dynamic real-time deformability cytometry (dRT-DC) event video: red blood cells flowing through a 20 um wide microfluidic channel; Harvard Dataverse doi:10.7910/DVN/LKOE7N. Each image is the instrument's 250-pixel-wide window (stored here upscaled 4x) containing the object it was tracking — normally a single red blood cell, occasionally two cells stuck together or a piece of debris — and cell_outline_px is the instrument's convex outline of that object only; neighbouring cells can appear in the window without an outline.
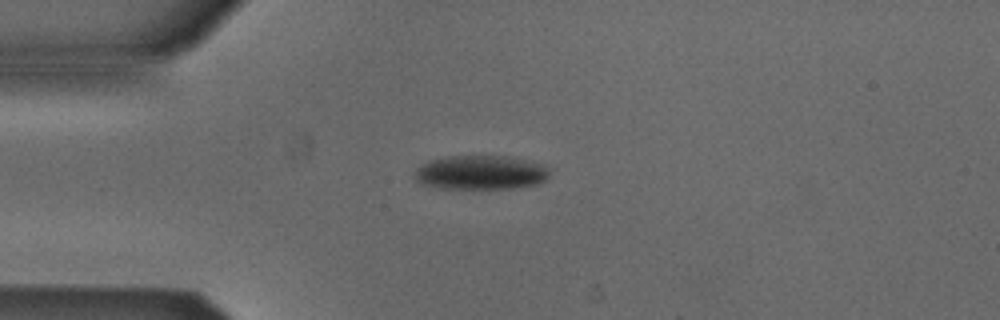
{"species": "Egyptian fruit bat (a non-hibernating species)", "species_latin": "Rousettus aegyptiacus", "temperature_condition": "cold", "stored_images_in_passage": 35, "camera_frame_rate_fps": 3000, "um_per_image_px": 0.085, "animal": {"sex": "male"}, "frame": {"image": 1, "passage_image": 1, "time_ms": 0.0, "image_size_px": [1000, 320], "cell_outline_px": [[548, 176], [544, 180], [536, 184], [512, 188], [440, 188], [420, 184], [416, 180], [416, 168], [420, 164], [428, 160], [448, 156], [504, 156], [544, 164], [548, 168]], "centroid_in_image_um": [40.81, 14.66], "position_along_channel_um": 44.2, "area_um2": 26.7}}
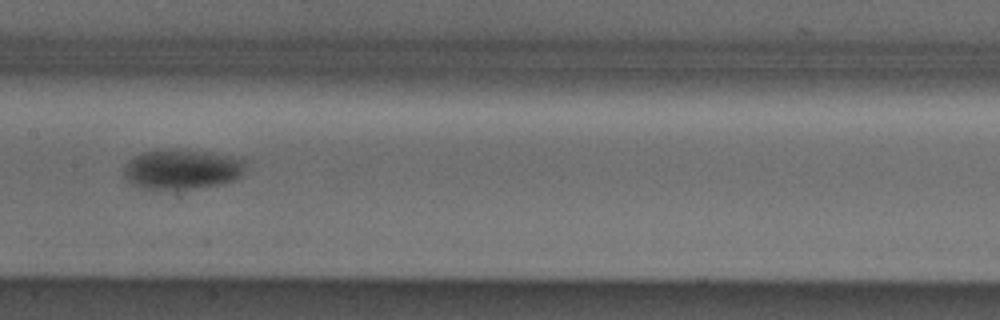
{"frame": {"image": 2, "passage_image": 14, "time_ms": 4.333, "image_size_px": [1000, 320], "cell_outline_px": [[248, 160], [244, 172], [236, 180], [220, 184], [196, 188], [144, 188], [132, 184], [124, 176], [124, 164], [128, 160], [140, 152], [176, 148], [244, 156]], "centroid_in_image_um": [15.55, 14.34], "position_along_channel_um": 191.8, "area_um2": 28.96}}
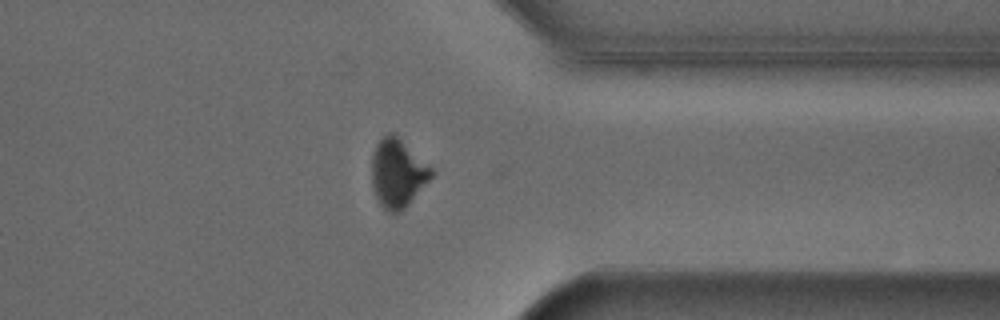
{"frame": {"image": 3, "passage_image": 29, "time_ms": 9.333, "image_size_px": [1000, 320], "cell_outline_px": [[436, 172], [408, 204], [400, 212], [388, 212], [380, 204], [372, 188], [372, 152], [376, 144], [388, 132], [396, 132]], "centroid_in_image_um": [33.8, 14.67], "position_along_channel_um": 377.6, "area_um2": 23.99}, "authors_computed_cell_mechanics": {"area_um2": 27.5128, "velocity_mm_per_s": 3.8595, "shape_relaxation_time_tau1_ms": 2.5981, "shape_relaxation_time_tau2_ms": null, "deformation_change_tau1": 0.113, "deformation_change_tau2": null}}